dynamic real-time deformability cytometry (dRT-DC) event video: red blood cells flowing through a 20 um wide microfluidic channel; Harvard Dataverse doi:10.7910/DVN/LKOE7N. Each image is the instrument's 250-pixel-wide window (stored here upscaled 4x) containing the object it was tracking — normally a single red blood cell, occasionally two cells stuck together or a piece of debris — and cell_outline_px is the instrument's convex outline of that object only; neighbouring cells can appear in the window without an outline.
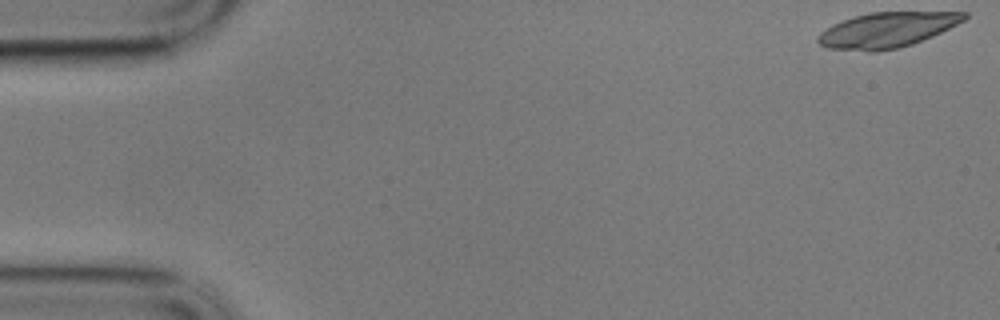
{"species": "common noctule bat (a hibernating species)", "species_latin": "Nyctalus noctula", "temperature_condition": "cold", "stored_images_in_passage": 43, "camera_frame_rate_fps": 3000, "um_per_image_px": 0.085, "animal": {"sex": "male", "body_mass_g": 17.9}, "frame": {"image": 1, "passage_image": 1, "time_ms": 0.0, "image_size_px": [1000, 320], "cell_outline_px": [[968, 16], [964, 20], [932, 36], [912, 44], [896, 48], [876, 52], [868, 52], [828, 48], [820, 44], [816, 40], [816, 36], [820, 32], [832, 24], [852, 16], [868, 12], [968, 12]], "centroid_in_image_um": [75.33, 2.54], "position_along_channel_um": 9.7, "area_um2": 30.06}}